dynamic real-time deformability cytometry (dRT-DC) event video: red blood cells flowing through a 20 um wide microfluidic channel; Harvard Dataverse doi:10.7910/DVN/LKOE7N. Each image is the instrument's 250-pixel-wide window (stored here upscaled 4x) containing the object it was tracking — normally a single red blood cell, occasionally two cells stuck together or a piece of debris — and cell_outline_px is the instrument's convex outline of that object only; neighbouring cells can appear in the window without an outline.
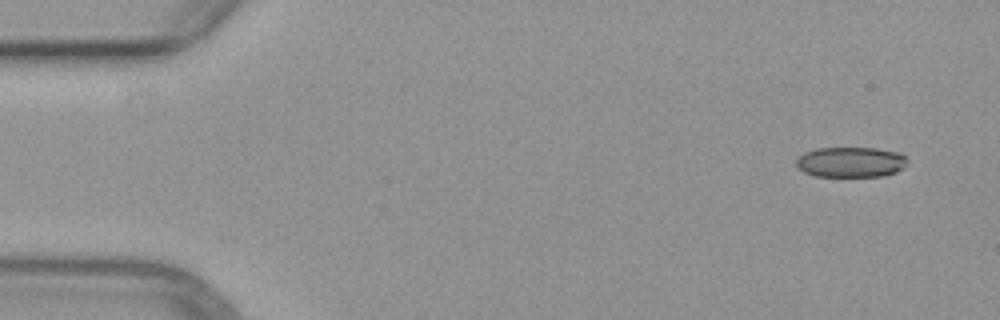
{"species": "common noctule bat (a hibernating species)", "species_latin": "Nyctalus noctula", "temperature_condition": "warm", "stored_images_in_passage": 5, "segment_of_instrument_passage": [2, 2], "camera_frame_rate_fps": 3000, "um_per_image_px": 0.085, "animal": {"sex": "female", "body_mass_g": 29.2, "forearm_length_mm": 56.3}, "frame": {"image": 1, "passage_image": 5, "time_ms": 5.667, "image_size_px": [1000, 320], "cell_outline_px": [[908, 164], [904, 168], [896, 172], [880, 176], [816, 176], [804, 172], [796, 164], [796, 160], [804, 152], [816, 148], [876, 148], [900, 152], [908, 160]], "centroid_in_image_um": [72.35, 13.77], "position_along_channel_um": 12.6, "area_um2": 19.71}}